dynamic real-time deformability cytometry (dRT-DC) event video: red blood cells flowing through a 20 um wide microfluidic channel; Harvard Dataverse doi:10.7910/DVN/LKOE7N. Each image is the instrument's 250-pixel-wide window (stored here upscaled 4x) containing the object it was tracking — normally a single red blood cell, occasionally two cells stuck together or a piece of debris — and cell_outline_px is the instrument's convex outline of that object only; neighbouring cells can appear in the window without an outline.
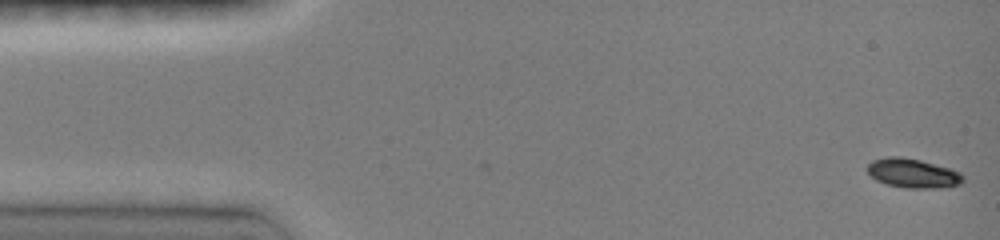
{"species": "common noctule bat (a hibernating species)", "species_latin": "Nyctalus noctula", "temperature_condition": "room temperature", "stored_images_in_passage": 46, "camera_frame_rate_fps": 3000, "um_per_image_px": 0.085, "animal": {"sex": "female", "body_mass_g": 19.0, "forearm_length_mm": 51.5}, "frame": {"image": 1, "passage_image": 1, "time_ms": 0.0, "image_size_px": [1000, 240], "cell_outline_px": [[964, 180], [960, 184], [936, 188], [908, 188], [888, 184], [876, 180], [868, 172], [868, 164], [872, 160], [888, 156], [900, 156], [920, 160], [948, 168], [960, 172], [964, 176]], "centroid_in_image_um": [77.59, 14.72], "position_along_channel_um": 7.4, "area_um2": 16.13}}
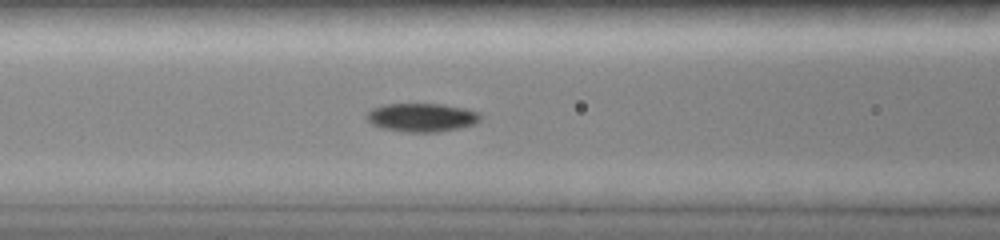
{"frame": {"image": 2, "passage_image": 17, "time_ms": 6.0, "image_size_px": [1000, 240], "cell_outline_px": [[480, 120], [476, 124], [460, 128], [440, 132], [404, 132], [380, 128], [372, 124], [368, 120], [368, 112], [372, 108], [384, 104], [444, 104], [464, 108], [480, 112]], "centroid_in_image_um": [35.88, 9.99], "position_along_channel_um": 130.7, "area_um2": 19.07}}
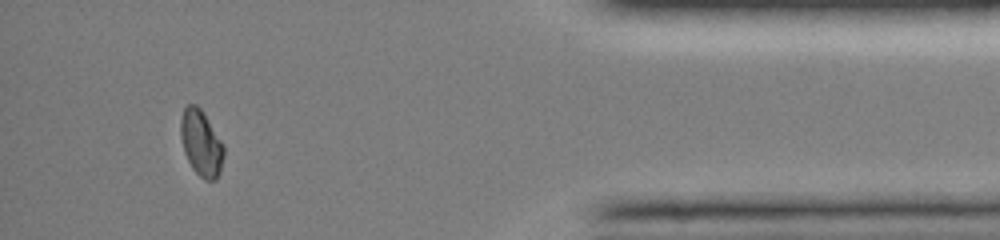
{"frame": {"image": 3, "passage_image": 41, "time_ms": 14.0, "image_size_px": [1000, 240], "cell_outline_px": [[224, 156], [220, 172], [216, 180], [204, 180], [192, 168], [184, 152], [180, 136], [180, 116], [184, 108], [188, 104], [196, 104], [204, 112], [224, 144]], "centroid_in_image_um": [17.1, 12.14], "position_along_channel_um": 418.1, "area_um2": 16.88}}